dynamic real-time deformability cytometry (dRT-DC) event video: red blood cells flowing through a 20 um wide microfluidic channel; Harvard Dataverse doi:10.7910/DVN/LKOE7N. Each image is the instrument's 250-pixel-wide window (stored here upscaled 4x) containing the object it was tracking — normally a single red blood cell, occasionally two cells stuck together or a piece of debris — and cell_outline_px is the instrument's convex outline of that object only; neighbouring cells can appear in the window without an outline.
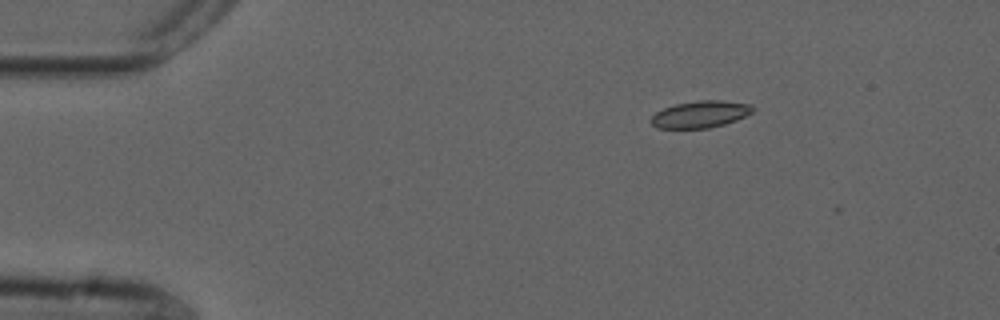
{"species": "common noctule bat (a hibernating species)", "species_latin": "Nyctalus noctula", "temperature_condition": "cold", "stored_images_in_passage": 2, "camera_frame_rate_fps": 3000, "um_per_image_px": 0.085, "animal": {"sex": "male", "forearm_length_mm": 52.5}, "frame": {"image": 1, "passage_image": 1, "time_ms": 0.0, "image_size_px": [1000, 320], "cell_outline_px": [[752, 112], [736, 120], [724, 124], [708, 128], [656, 128], [648, 120], [656, 112], [664, 108], [676, 104], [700, 100], [720, 100], [752, 104]], "centroid_in_image_um": [59.5, 9.71], "position_along_channel_um": 25.5, "area_um2": 15.84}}